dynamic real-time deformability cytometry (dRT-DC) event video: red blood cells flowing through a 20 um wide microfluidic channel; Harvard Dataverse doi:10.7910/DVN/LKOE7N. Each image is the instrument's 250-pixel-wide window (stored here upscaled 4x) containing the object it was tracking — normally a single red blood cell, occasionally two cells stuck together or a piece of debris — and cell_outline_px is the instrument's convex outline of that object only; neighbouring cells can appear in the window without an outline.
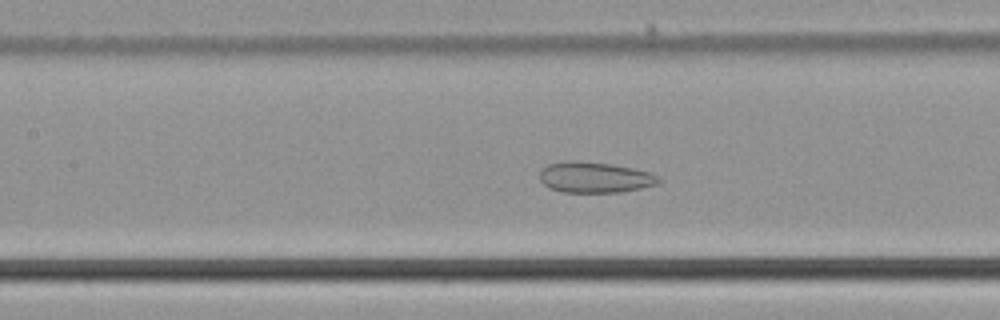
{"species": "common noctule bat (a hibernating species)", "species_latin": "Nyctalus noctula", "temperature_condition": "cold", "stored_images_in_passage": 30, "camera_frame_rate_fps": 3000, "um_per_image_px": 0.085, "animal": {"sex": "male", "body_mass_g": 21.5, "forearm_length_mm": 52.0}, "frame": {"image": 1, "passage_image": 11, "time_ms": 3.333, "image_size_px": [1000, 320], "cell_outline_px": [[660, 184], [620, 192], [564, 192], [548, 188], [540, 180], [540, 172], [548, 164], [572, 160], [576, 160], [612, 164], [632, 168], [648, 172], [660, 176]], "centroid_in_image_um": [50.57, 15.07], "position_along_channel_um": 156.8, "area_um2": 21.33}}
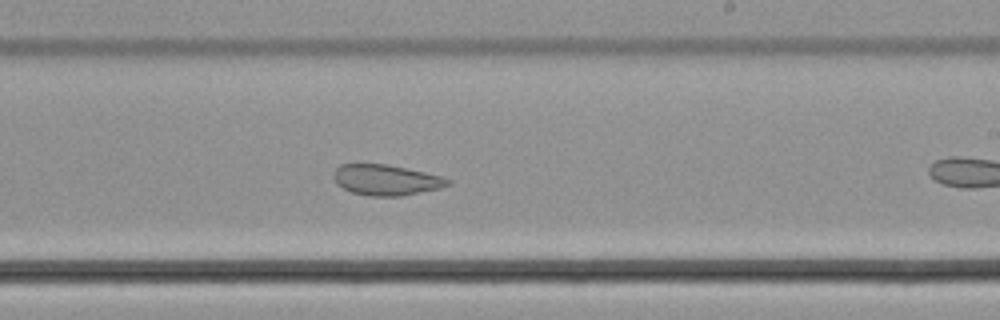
{"frame": {"image": 2, "passage_image": 19, "time_ms": 6.0, "image_size_px": [1000, 320], "cell_outline_px": [[452, 184], [440, 188], [400, 196], [368, 196], [352, 192], [336, 184], [332, 176], [336, 168], [340, 164], [388, 164], [424, 172], [440, 176], [452, 180]], "centroid_in_image_um": [32.81, 15.29], "position_along_channel_um": 256.2, "area_um2": 20.4}}
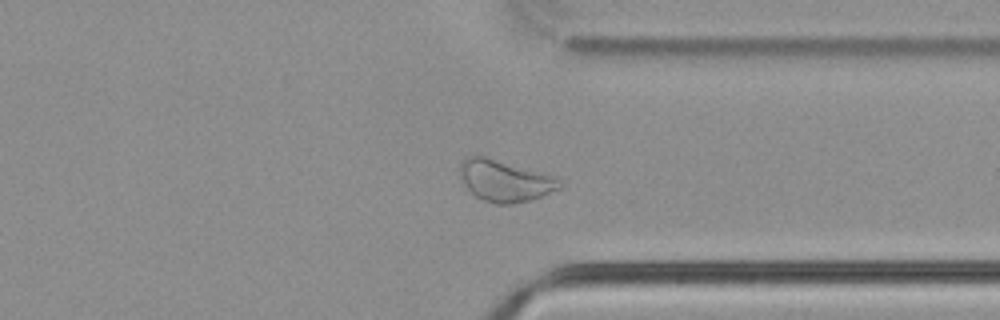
{"frame": {"image": 3, "passage_image": 28, "time_ms": 9.0, "image_size_px": [1000, 320], "cell_outline_px": [[564, 184], [560, 188], [532, 200], [512, 204], [496, 204], [480, 200], [460, 180], [460, 164], [468, 156], [484, 156], [556, 176]], "centroid_in_image_um": [42.93, 15.38], "position_along_channel_um": 368.5, "area_um2": 24.16}}